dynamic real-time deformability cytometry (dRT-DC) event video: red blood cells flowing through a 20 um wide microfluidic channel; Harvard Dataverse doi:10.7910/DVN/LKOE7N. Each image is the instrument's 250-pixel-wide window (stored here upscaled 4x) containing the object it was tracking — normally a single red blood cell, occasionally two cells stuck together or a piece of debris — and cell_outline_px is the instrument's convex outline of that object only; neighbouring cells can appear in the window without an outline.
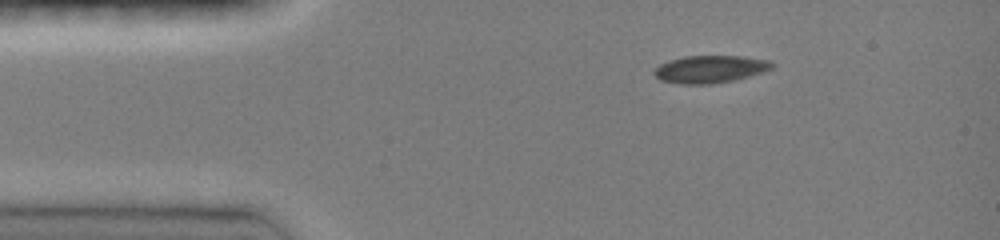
{"species": "common noctule bat (a hibernating species)", "species_latin": "Nyctalus noctula", "temperature_condition": "room temperature", "stored_images_in_passage": 41, "camera_frame_rate_fps": 3000, "um_per_image_px": 0.085, "animal": {"sex": "female", "body_mass_g": 19.0, "forearm_length_mm": 51.5}, "frame": {"image": 1, "passage_image": 1, "time_ms": 0.0, "image_size_px": [1000, 240], "cell_outline_px": [[776, 64], [772, 68], [764, 72], [732, 80], [712, 84], [680, 84], [660, 80], [652, 72], [660, 64], [668, 60], [684, 56], [740, 56], [768, 60]], "centroid_in_image_um": [60.35, 5.87], "position_along_channel_um": 24.7, "area_um2": 18.84}}
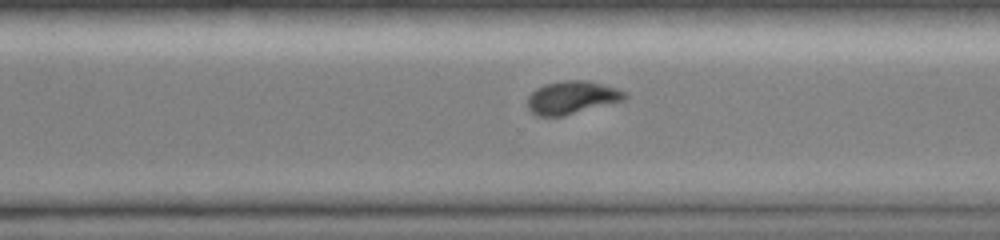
{"frame": {"image": 2, "passage_image": 27, "time_ms": 8.667, "image_size_px": [1000, 240], "cell_outline_px": [[628, 96], [624, 100], [564, 116], [540, 116], [532, 112], [528, 108], [528, 96], [536, 88], [544, 84], [564, 80], [584, 80], [616, 88], [628, 92]], "centroid_in_image_um": [48.62, 8.29], "position_along_channel_um": 322.0, "area_um2": 18.61}}
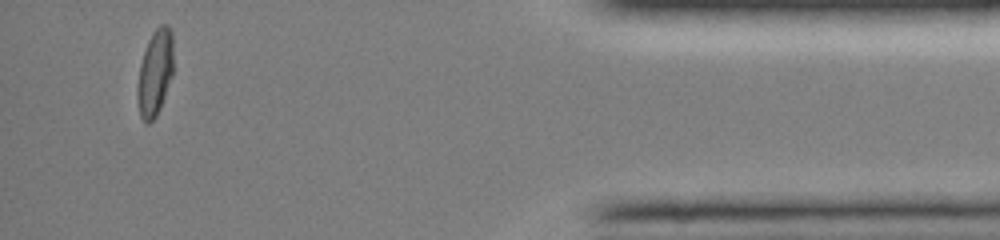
{"frame": {"image": 3, "passage_image": 38, "time_ms": 12.333, "image_size_px": [1000, 240], "cell_outline_px": [[172, 72], [160, 108], [156, 116], [148, 124], [144, 124], [140, 116], [136, 96], [136, 88], [140, 64], [148, 40], [152, 32], [160, 24], [168, 24], [172, 32]], "centroid_in_image_um": [13.14, 6.19], "position_along_channel_um": 422.1, "area_um2": 18.03}, "authors_computed_cell_mechanics": {"area_um2": 19.074, "velocity_mm_per_s": 4.0437, "shape_relaxation_time_tau1_ms": 5.2952, "shape_relaxation_time_tau2_ms": 4.0578, "deformation_change_tau1": 0.2024, "deformation_change_tau2": 0.0796}}